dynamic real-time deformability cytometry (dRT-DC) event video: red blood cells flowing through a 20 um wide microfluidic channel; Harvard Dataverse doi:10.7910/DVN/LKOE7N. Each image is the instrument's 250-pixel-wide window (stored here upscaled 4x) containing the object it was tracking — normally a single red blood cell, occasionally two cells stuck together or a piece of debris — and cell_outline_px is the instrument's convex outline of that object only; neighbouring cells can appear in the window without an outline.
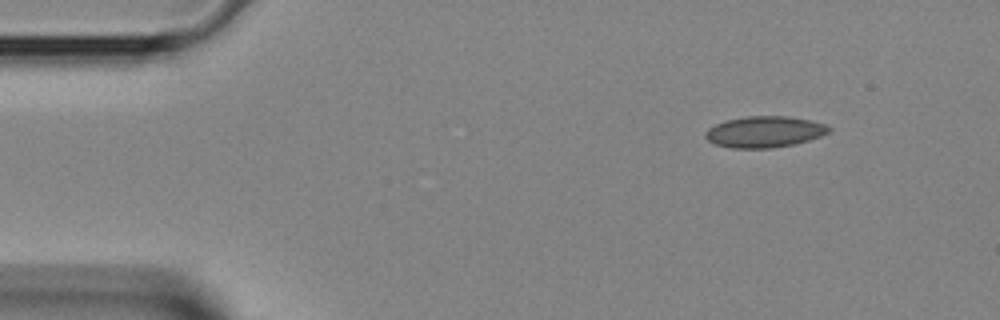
{"species": "Egyptian fruit bat (a non-hibernating species)", "species_latin": "Rousettus aegyptiacus", "temperature_condition": "room temperature", "stored_images_in_passage": 3, "camera_frame_rate_fps": 3000, "um_per_image_px": 0.085, "animal": {"sex": "female"}, "frame": {"image": 1, "passage_image": 1, "time_ms": 0.0, "image_size_px": [1000, 320], "cell_outline_px": [[832, 128], [828, 132], [820, 136], [808, 140], [792, 144], [772, 148], [732, 148], [716, 144], [708, 140], [704, 136], [704, 132], [708, 128], [724, 120], [744, 116], [788, 116], [808, 120], [824, 124]], "centroid_in_image_um": [64.94, 11.2], "position_along_channel_um": 20.1, "area_um2": 22.37}}
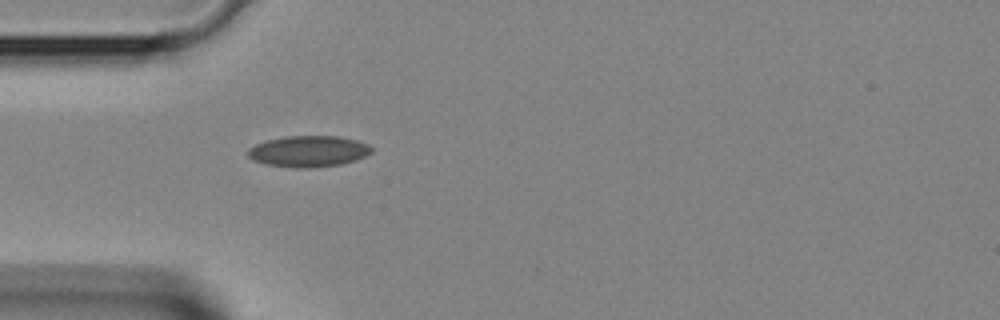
{"frame": {"image": 2, "passage_image": 3, "time_ms": 0.667, "image_size_px": [1000, 320], "cell_outline_px": [[372, 152], [356, 160], [340, 164], [308, 168], [296, 168], [268, 164], [252, 160], [248, 156], [248, 148], [256, 144], [268, 140], [288, 136], [340, 136], [356, 140], [368, 144], [372, 148]], "centroid_in_image_um": [26.23, 12.86], "position_along_channel_um": 58.8, "area_um2": 22.31}}